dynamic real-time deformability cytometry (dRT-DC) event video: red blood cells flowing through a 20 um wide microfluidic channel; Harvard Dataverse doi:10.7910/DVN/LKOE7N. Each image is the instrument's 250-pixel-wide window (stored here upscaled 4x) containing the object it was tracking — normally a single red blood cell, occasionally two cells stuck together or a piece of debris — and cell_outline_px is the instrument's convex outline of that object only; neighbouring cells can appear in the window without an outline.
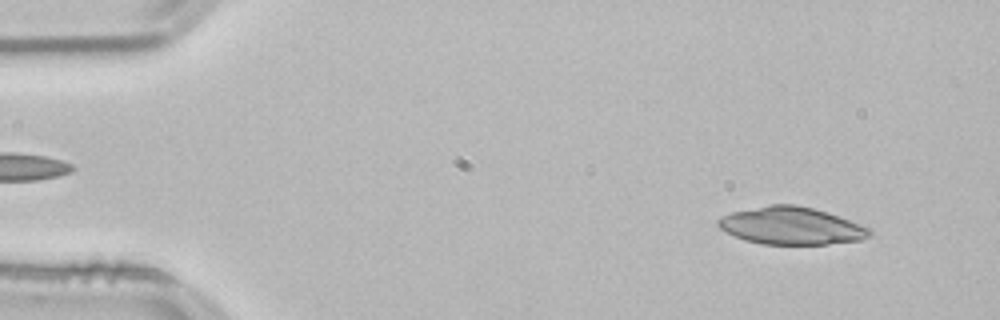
{"species": "common noctule bat (a hibernating species)", "species_latin": "Nyctalus noctula", "temperature_condition": "room temperature", "stored_images_in_passage": 15, "camera_frame_rate_fps": 3000, "um_per_image_px": 0.085, "animal": {"sex": "male", "body_mass_g": 21.5, "forearm_length_mm": 52.0}, "frame": {"image": 1, "passage_image": 4, "time_ms": 1.0, "image_size_px": [1000, 320], "cell_outline_px": [[872, 232], [868, 236], [860, 240], [828, 244], [760, 244], [744, 240], [720, 228], [716, 224], [716, 220], [720, 216], [732, 212], [768, 204], [796, 204], [812, 208], [872, 228]], "centroid_in_image_um": [67.22, 19.19], "position_along_channel_um": 17.8, "area_um2": 32.89}}